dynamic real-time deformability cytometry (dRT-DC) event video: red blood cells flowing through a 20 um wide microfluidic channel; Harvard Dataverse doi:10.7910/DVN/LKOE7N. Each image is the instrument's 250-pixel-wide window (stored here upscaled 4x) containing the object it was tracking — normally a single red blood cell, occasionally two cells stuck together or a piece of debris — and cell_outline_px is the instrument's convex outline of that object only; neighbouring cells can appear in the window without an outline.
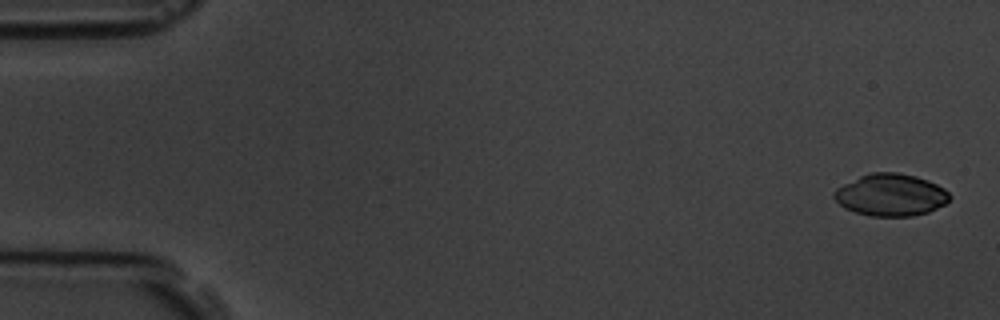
{"species": "common noctule bat (a hibernating species)", "species_latin": "Nyctalus noctula", "temperature_condition": "room temperature", "stored_images_in_passage": 4, "camera_frame_rate_fps": 3000, "um_per_image_px": 0.085, "animal": {"sex": "male", "body_mass_g": 19.5, "forearm_length_mm": 54.6}, "frame": {"image": 1, "passage_image": 1, "time_ms": 0.0, "image_size_px": [1000, 320], "cell_outline_px": [[948, 200], [944, 204], [928, 212], [912, 216], [872, 216], [856, 212], [844, 208], [832, 196], [832, 192], [836, 188], [868, 172], [896, 172], [916, 176], [928, 180], [944, 188], [948, 192]], "centroid_in_image_um": [75.68, 16.56], "position_along_channel_um": 9.3, "area_um2": 28.26}}